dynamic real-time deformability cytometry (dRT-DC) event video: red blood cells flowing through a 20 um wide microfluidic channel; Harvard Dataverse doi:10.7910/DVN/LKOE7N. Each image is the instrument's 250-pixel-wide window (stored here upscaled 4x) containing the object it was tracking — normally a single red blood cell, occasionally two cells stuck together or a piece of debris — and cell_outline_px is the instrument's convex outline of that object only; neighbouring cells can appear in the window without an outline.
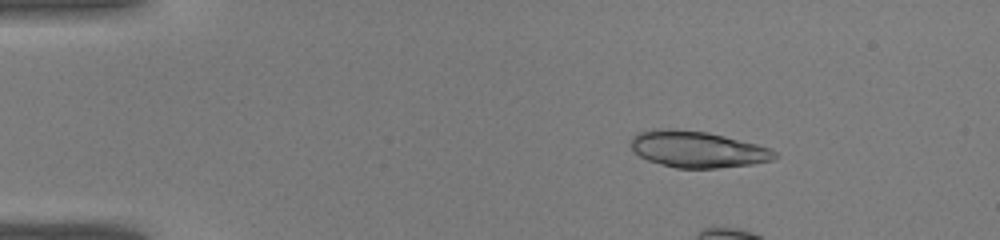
{"species": "common noctule bat (a hibernating species)", "species_latin": "Nyctalus noctula", "temperature_condition": "warm", "stored_images_in_passage": 12, "camera_frame_rate_fps": 3000, "um_per_image_px": 0.085, "animal": {"sex": "male", "body_mass_g": 19.0, "forearm_length_mm": 50.8}, "frame": {"image": 1, "passage_image": 7, "time_ms": 2.0, "image_size_px": [1000, 240], "cell_outline_px": [[776, 156], [772, 160], [752, 164], [716, 168], [676, 168], [660, 164], [648, 160], [632, 152], [632, 136], [636, 132], [652, 128], [676, 128], [708, 132], [772, 148], [776, 152]], "centroid_in_image_um": [59.23, 12.67], "position_along_channel_um": 25.8, "area_um2": 30.75}}